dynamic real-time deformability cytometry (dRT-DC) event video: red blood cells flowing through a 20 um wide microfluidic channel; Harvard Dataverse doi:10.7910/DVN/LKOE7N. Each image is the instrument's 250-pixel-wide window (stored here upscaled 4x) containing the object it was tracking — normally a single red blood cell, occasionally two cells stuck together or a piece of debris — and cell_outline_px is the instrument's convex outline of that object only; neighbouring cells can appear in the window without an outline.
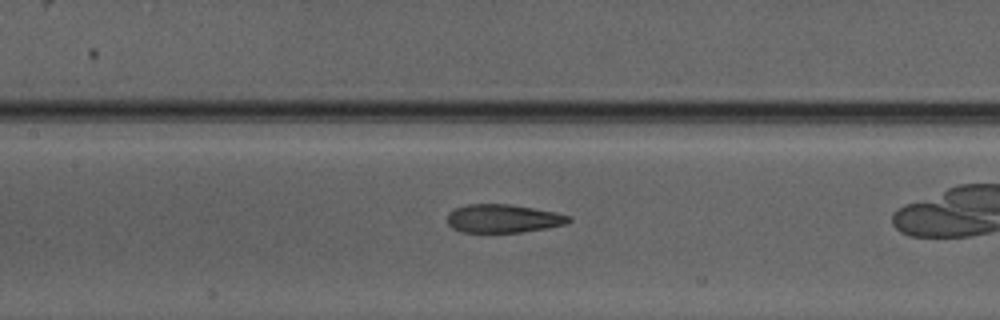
{"species": "Egyptian fruit bat (a non-hibernating species)", "species_latin": "Rousettus aegyptiacus", "temperature_condition": "warm", "stored_images_in_passage": 25, "camera_frame_rate_fps": 3000, "um_per_image_px": 0.085, "animal": {"sex": "male"}, "frame": {"image": 1, "passage_image": 8, "time_ms": 2.333, "image_size_px": [1000, 320], "cell_outline_px": [[572, 220], [564, 224], [544, 228], [520, 232], [460, 232], [452, 228], [448, 224], [448, 212], [456, 208], [468, 204], [508, 204], [556, 212], [572, 216]], "centroid_in_image_um": [42.75, 18.57], "position_along_channel_um": 164.6, "area_um2": 19.94}}
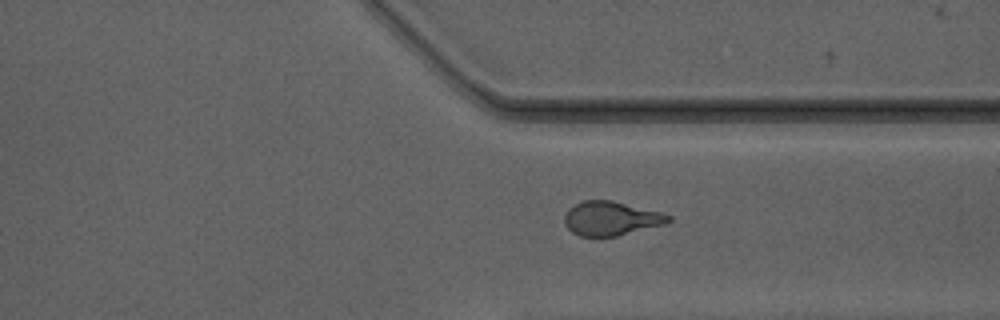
{"frame": {"image": 2, "passage_image": 22, "time_ms": 7.0, "image_size_px": [1000, 320], "cell_outline_px": [[672, 220], [668, 224], [616, 236], [580, 236], [572, 232], [564, 224], [564, 216], [568, 208], [584, 200], [612, 200], [664, 212], [672, 216]], "centroid_in_image_um": [51.99, 18.56], "position_along_channel_um": 359.4, "area_um2": 20.98}}